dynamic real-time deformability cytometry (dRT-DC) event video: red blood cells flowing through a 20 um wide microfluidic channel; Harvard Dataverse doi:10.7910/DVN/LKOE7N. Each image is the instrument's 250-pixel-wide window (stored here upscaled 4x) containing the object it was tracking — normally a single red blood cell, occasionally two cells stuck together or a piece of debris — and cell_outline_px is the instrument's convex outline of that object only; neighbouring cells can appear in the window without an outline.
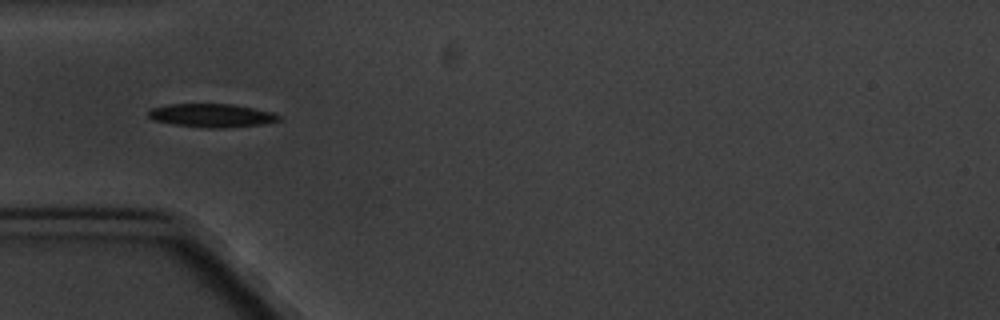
{"species": "common noctule bat (a hibernating species)", "species_latin": "Nyctalus noctula", "temperature_condition": "cold", "stored_images_in_passage": 6, "camera_frame_rate_fps": 3000, "um_per_image_px": 0.085, "animal": {"sex": "male", "body_mass_g": 20.1, "forearm_length_mm": 53.5}, "frame": {"image": 1, "passage_image": 5, "time_ms": 4.667, "image_size_px": [1000, 320], "cell_outline_px": [[280, 120], [264, 124], [228, 128], [208, 128], [172, 124], [152, 120], [148, 116], [148, 112], [152, 108], [168, 104], [232, 104], [272, 112], [280, 116]], "centroid_in_image_um": [17.98, 9.82], "position_along_channel_um": 67.0, "area_um2": 17.86}}